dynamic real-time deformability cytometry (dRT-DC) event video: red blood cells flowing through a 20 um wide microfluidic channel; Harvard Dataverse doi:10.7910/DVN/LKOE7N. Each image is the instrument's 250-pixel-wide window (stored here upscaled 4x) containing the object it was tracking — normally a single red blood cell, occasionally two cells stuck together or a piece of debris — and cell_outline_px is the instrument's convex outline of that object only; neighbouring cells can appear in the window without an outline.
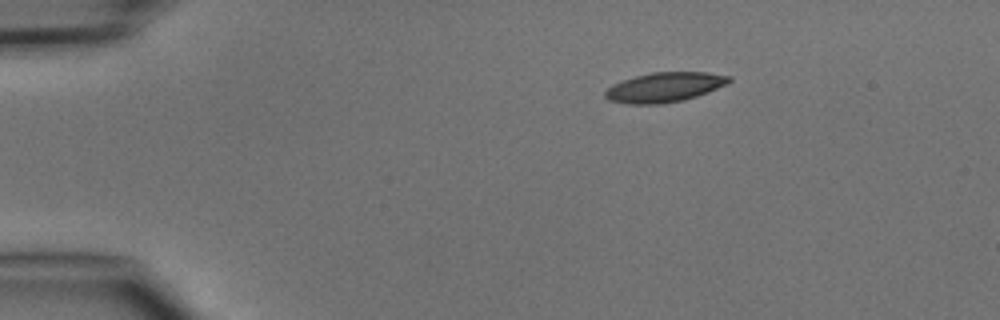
{"species": "common noctule bat (a hibernating species)", "species_latin": "Nyctalus noctula", "temperature_condition": "cold", "stored_images_in_passage": 3, "camera_frame_rate_fps": 3000, "um_per_image_px": 0.085, "animal": {"sex": "male", "body_mass_g": 15.6}, "frame": {"image": 1, "passage_image": 3, "time_ms": 2.333, "image_size_px": [1000, 320], "cell_outline_px": [[732, 80], [728, 84], [708, 92], [684, 100], [660, 104], [628, 104], [608, 100], [604, 96], [604, 92], [612, 84], [636, 76], [652, 72], [708, 72], [732, 76]], "centroid_in_image_um": [56.51, 7.41], "position_along_channel_um": 28.5, "area_um2": 21.56}}